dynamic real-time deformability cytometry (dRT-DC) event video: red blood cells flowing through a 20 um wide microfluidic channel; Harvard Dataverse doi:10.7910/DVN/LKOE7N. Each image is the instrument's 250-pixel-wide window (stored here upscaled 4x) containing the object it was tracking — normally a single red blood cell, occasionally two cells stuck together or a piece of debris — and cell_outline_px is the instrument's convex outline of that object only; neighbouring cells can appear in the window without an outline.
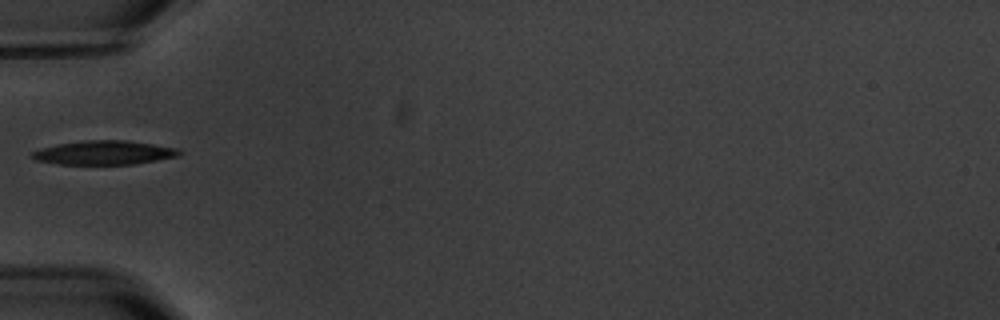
{"species": "common noctule bat (a hibernating species)", "species_latin": "Nyctalus noctula", "temperature_condition": "warm", "stored_images_in_passage": 1, "camera_frame_rate_fps": 3000, "um_per_image_px": 0.085, "animal": {"sex": "male", "body_mass_g": 20.1, "forearm_length_mm": 53.5}, "frame": {"image": 1, "passage_image": 1, "time_ms": 0.0, "image_size_px": [1000, 320], "cell_outline_px": [[180, 156], [132, 164], [60, 164], [36, 160], [32, 156], [32, 152], [56, 144], [84, 140], [128, 140], [180, 148]], "centroid_in_image_um": [8.9, 12.96], "position_along_channel_um": 76.1, "area_um2": 20.46}}